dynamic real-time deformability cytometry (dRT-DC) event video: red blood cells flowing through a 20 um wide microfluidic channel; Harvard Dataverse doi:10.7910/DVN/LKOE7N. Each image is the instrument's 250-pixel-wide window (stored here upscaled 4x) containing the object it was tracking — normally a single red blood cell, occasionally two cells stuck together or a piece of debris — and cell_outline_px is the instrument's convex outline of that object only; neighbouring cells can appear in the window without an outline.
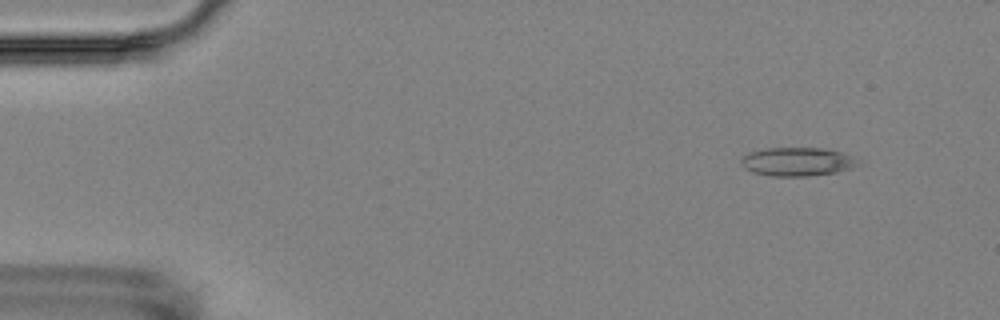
{"species": "Egyptian fruit bat (a non-hibernating species)", "species_latin": "Rousettus aegyptiacus", "temperature_condition": "room temperature", "stored_images_in_passage": 6, "camera_frame_rate_fps": 3000, "um_per_image_px": 0.085, "animal": {"sex": "female"}, "frame": {"image": 1, "passage_image": 2, "time_ms": 1.333, "image_size_px": [1000, 320], "cell_outline_px": [[864, 164], [852, 168], [836, 172], [808, 176], [772, 176], [752, 172], [744, 168], [740, 164], [740, 160], [748, 152], [764, 148], [824, 148], [844, 152], [852, 156]], "centroid_in_image_um": [67.8, 13.74], "position_along_channel_um": 17.2, "area_um2": 19.83}}
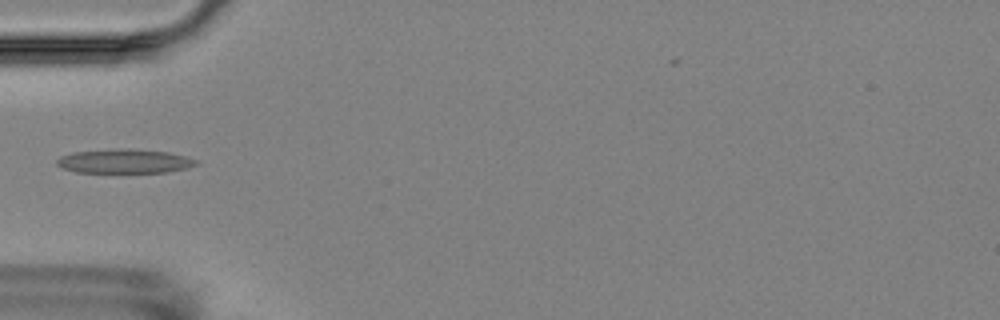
{"frame": {"image": 2, "passage_image": 6, "time_ms": 5.667, "image_size_px": [1000, 320], "cell_outline_px": [[200, 164], [188, 168], [168, 172], [76, 172], [64, 168], [56, 164], [56, 160], [60, 156], [72, 152], [168, 152], [184, 156], [196, 160]], "centroid_in_image_um": [10.61, 13.77], "position_along_channel_um": 74.4, "area_um2": 18.09}}